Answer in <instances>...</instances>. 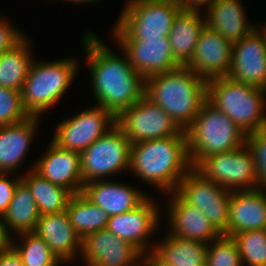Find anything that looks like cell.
<instances>
[{
  "mask_svg": "<svg viewBox=\"0 0 266 266\" xmlns=\"http://www.w3.org/2000/svg\"><path fill=\"white\" fill-rule=\"evenodd\" d=\"M85 32L81 40L97 106L117 117L145 95V78L136 72L121 48L123 58L104 45L96 34Z\"/></svg>",
  "mask_w": 266,
  "mask_h": 266,
  "instance_id": "1",
  "label": "cell"
},
{
  "mask_svg": "<svg viewBox=\"0 0 266 266\" xmlns=\"http://www.w3.org/2000/svg\"><path fill=\"white\" fill-rule=\"evenodd\" d=\"M191 168L186 131L131 146L129 170L140 180L153 184L164 195L176 191L179 182Z\"/></svg>",
  "mask_w": 266,
  "mask_h": 266,
  "instance_id": "2",
  "label": "cell"
},
{
  "mask_svg": "<svg viewBox=\"0 0 266 266\" xmlns=\"http://www.w3.org/2000/svg\"><path fill=\"white\" fill-rule=\"evenodd\" d=\"M145 96L185 131L207 100V81L186 66H180L173 71L147 77Z\"/></svg>",
  "mask_w": 266,
  "mask_h": 266,
  "instance_id": "3",
  "label": "cell"
},
{
  "mask_svg": "<svg viewBox=\"0 0 266 266\" xmlns=\"http://www.w3.org/2000/svg\"><path fill=\"white\" fill-rule=\"evenodd\" d=\"M185 131L191 167L205 157L229 152L246 144L245 132L208 100Z\"/></svg>",
  "mask_w": 266,
  "mask_h": 266,
  "instance_id": "4",
  "label": "cell"
},
{
  "mask_svg": "<svg viewBox=\"0 0 266 266\" xmlns=\"http://www.w3.org/2000/svg\"><path fill=\"white\" fill-rule=\"evenodd\" d=\"M265 96V89L234 81L228 76L207 81V100L246 135L266 128Z\"/></svg>",
  "mask_w": 266,
  "mask_h": 266,
  "instance_id": "5",
  "label": "cell"
},
{
  "mask_svg": "<svg viewBox=\"0 0 266 266\" xmlns=\"http://www.w3.org/2000/svg\"><path fill=\"white\" fill-rule=\"evenodd\" d=\"M75 59L33 61L21 90L23 109L29 116H41L66 93L78 72Z\"/></svg>",
  "mask_w": 266,
  "mask_h": 266,
  "instance_id": "6",
  "label": "cell"
},
{
  "mask_svg": "<svg viewBox=\"0 0 266 266\" xmlns=\"http://www.w3.org/2000/svg\"><path fill=\"white\" fill-rule=\"evenodd\" d=\"M179 11L176 0H135L122 9L112 32L114 39L168 37Z\"/></svg>",
  "mask_w": 266,
  "mask_h": 266,
  "instance_id": "7",
  "label": "cell"
},
{
  "mask_svg": "<svg viewBox=\"0 0 266 266\" xmlns=\"http://www.w3.org/2000/svg\"><path fill=\"white\" fill-rule=\"evenodd\" d=\"M131 146L129 139L117 125L95 140L80 154L83 183L104 180L118 172L128 171Z\"/></svg>",
  "mask_w": 266,
  "mask_h": 266,
  "instance_id": "8",
  "label": "cell"
},
{
  "mask_svg": "<svg viewBox=\"0 0 266 266\" xmlns=\"http://www.w3.org/2000/svg\"><path fill=\"white\" fill-rule=\"evenodd\" d=\"M194 168L206 179L229 191L260 188L254 156L247 144L229 152L205 157Z\"/></svg>",
  "mask_w": 266,
  "mask_h": 266,
  "instance_id": "9",
  "label": "cell"
},
{
  "mask_svg": "<svg viewBox=\"0 0 266 266\" xmlns=\"http://www.w3.org/2000/svg\"><path fill=\"white\" fill-rule=\"evenodd\" d=\"M116 125L131 144L168 138L184 131L169 114L145 95L116 117Z\"/></svg>",
  "mask_w": 266,
  "mask_h": 266,
  "instance_id": "10",
  "label": "cell"
},
{
  "mask_svg": "<svg viewBox=\"0 0 266 266\" xmlns=\"http://www.w3.org/2000/svg\"><path fill=\"white\" fill-rule=\"evenodd\" d=\"M176 192L199 208L214 227L227 236L231 191L206 179L192 167L179 182Z\"/></svg>",
  "mask_w": 266,
  "mask_h": 266,
  "instance_id": "11",
  "label": "cell"
},
{
  "mask_svg": "<svg viewBox=\"0 0 266 266\" xmlns=\"http://www.w3.org/2000/svg\"><path fill=\"white\" fill-rule=\"evenodd\" d=\"M94 106L59 122L52 141L63 149L81 154L105 135L116 125V117L103 107Z\"/></svg>",
  "mask_w": 266,
  "mask_h": 266,
  "instance_id": "12",
  "label": "cell"
},
{
  "mask_svg": "<svg viewBox=\"0 0 266 266\" xmlns=\"http://www.w3.org/2000/svg\"><path fill=\"white\" fill-rule=\"evenodd\" d=\"M152 200L148 196L138 207L110 216L106 227L118 238L135 246L145 257H148L153 249L146 241H149V236L158 229L156 227H159L161 220L160 208H157L159 206Z\"/></svg>",
  "mask_w": 266,
  "mask_h": 266,
  "instance_id": "13",
  "label": "cell"
},
{
  "mask_svg": "<svg viewBox=\"0 0 266 266\" xmlns=\"http://www.w3.org/2000/svg\"><path fill=\"white\" fill-rule=\"evenodd\" d=\"M80 257L86 266H135L145 256L128 241L103 229L82 238Z\"/></svg>",
  "mask_w": 266,
  "mask_h": 266,
  "instance_id": "14",
  "label": "cell"
},
{
  "mask_svg": "<svg viewBox=\"0 0 266 266\" xmlns=\"http://www.w3.org/2000/svg\"><path fill=\"white\" fill-rule=\"evenodd\" d=\"M228 77L266 90V46L257 27L233 44Z\"/></svg>",
  "mask_w": 266,
  "mask_h": 266,
  "instance_id": "15",
  "label": "cell"
},
{
  "mask_svg": "<svg viewBox=\"0 0 266 266\" xmlns=\"http://www.w3.org/2000/svg\"><path fill=\"white\" fill-rule=\"evenodd\" d=\"M233 44L205 26L191 60L185 65L208 81L227 77L232 65Z\"/></svg>",
  "mask_w": 266,
  "mask_h": 266,
  "instance_id": "16",
  "label": "cell"
},
{
  "mask_svg": "<svg viewBox=\"0 0 266 266\" xmlns=\"http://www.w3.org/2000/svg\"><path fill=\"white\" fill-rule=\"evenodd\" d=\"M115 42L125 52L136 72L145 79L180 67L173 57L168 37L115 39Z\"/></svg>",
  "mask_w": 266,
  "mask_h": 266,
  "instance_id": "17",
  "label": "cell"
},
{
  "mask_svg": "<svg viewBox=\"0 0 266 266\" xmlns=\"http://www.w3.org/2000/svg\"><path fill=\"white\" fill-rule=\"evenodd\" d=\"M168 194H172L166 212L171 235L207 244L222 235L199 208L186 202L176 191Z\"/></svg>",
  "mask_w": 266,
  "mask_h": 266,
  "instance_id": "18",
  "label": "cell"
},
{
  "mask_svg": "<svg viewBox=\"0 0 266 266\" xmlns=\"http://www.w3.org/2000/svg\"><path fill=\"white\" fill-rule=\"evenodd\" d=\"M34 164L33 169L51 183L66 188L72 194L82 192L80 153L63 149L51 140L45 155Z\"/></svg>",
  "mask_w": 266,
  "mask_h": 266,
  "instance_id": "19",
  "label": "cell"
},
{
  "mask_svg": "<svg viewBox=\"0 0 266 266\" xmlns=\"http://www.w3.org/2000/svg\"><path fill=\"white\" fill-rule=\"evenodd\" d=\"M266 188L231 191L227 236L266 229Z\"/></svg>",
  "mask_w": 266,
  "mask_h": 266,
  "instance_id": "20",
  "label": "cell"
},
{
  "mask_svg": "<svg viewBox=\"0 0 266 266\" xmlns=\"http://www.w3.org/2000/svg\"><path fill=\"white\" fill-rule=\"evenodd\" d=\"M33 232L48 244L61 263L70 262L81 253L82 239L75 232L66 211L41 215Z\"/></svg>",
  "mask_w": 266,
  "mask_h": 266,
  "instance_id": "21",
  "label": "cell"
},
{
  "mask_svg": "<svg viewBox=\"0 0 266 266\" xmlns=\"http://www.w3.org/2000/svg\"><path fill=\"white\" fill-rule=\"evenodd\" d=\"M82 193L109 216L126 213L138 207L147 197L144 192L122 184L104 180H95L84 184Z\"/></svg>",
  "mask_w": 266,
  "mask_h": 266,
  "instance_id": "22",
  "label": "cell"
},
{
  "mask_svg": "<svg viewBox=\"0 0 266 266\" xmlns=\"http://www.w3.org/2000/svg\"><path fill=\"white\" fill-rule=\"evenodd\" d=\"M39 119V116H29L21 122L0 126V173L11 175L21 166L34 140Z\"/></svg>",
  "mask_w": 266,
  "mask_h": 266,
  "instance_id": "23",
  "label": "cell"
},
{
  "mask_svg": "<svg viewBox=\"0 0 266 266\" xmlns=\"http://www.w3.org/2000/svg\"><path fill=\"white\" fill-rule=\"evenodd\" d=\"M244 12L239 0H215L205 9V24L234 44L256 28L247 22Z\"/></svg>",
  "mask_w": 266,
  "mask_h": 266,
  "instance_id": "24",
  "label": "cell"
},
{
  "mask_svg": "<svg viewBox=\"0 0 266 266\" xmlns=\"http://www.w3.org/2000/svg\"><path fill=\"white\" fill-rule=\"evenodd\" d=\"M207 243L165 235L148 256L149 266H195L206 260Z\"/></svg>",
  "mask_w": 266,
  "mask_h": 266,
  "instance_id": "25",
  "label": "cell"
},
{
  "mask_svg": "<svg viewBox=\"0 0 266 266\" xmlns=\"http://www.w3.org/2000/svg\"><path fill=\"white\" fill-rule=\"evenodd\" d=\"M201 11L180 10L172 23L168 39L175 61L185 66L196 48L200 34L206 26Z\"/></svg>",
  "mask_w": 266,
  "mask_h": 266,
  "instance_id": "26",
  "label": "cell"
},
{
  "mask_svg": "<svg viewBox=\"0 0 266 266\" xmlns=\"http://www.w3.org/2000/svg\"><path fill=\"white\" fill-rule=\"evenodd\" d=\"M39 217L40 214L31 190L21 180L17 184L14 196L3 216L7 233L12 235L11 230L17 235L33 232Z\"/></svg>",
  "mask_w": 266,
  "mask_h": 266,
  "instance_id": "27",
  "label": "cell"
},
{
  "mask_svg": "<svg viewBox=\"0 0 266 266\" xmlns=\"http://www.w3.org/2000/svg\"><path fill=\"white\" fill-rule=\"evenodd\" d=\"M29 169L27 174L21 175V180L31 190L40 216L66 211L73 194L66 188L43 178L33 167Z\"/></svg>",
  "mask_w": 266,
  "mask_h": 266,
  "instance_id": "28",
  "label": "cell"
},
{
  "mask_svg": "<svg viewBox=\"0 0 266 266\" xmlns=\"http://www.w3.org/2000/svg\"><path fill=\"white\" fill-rule=\"evenodd\" d=\"M66 212L71 225L81 239L93 232L106 229L110 217L82 192L72 195Z\"/></svg>",
  "mask_w": 266,
  "mask_h": 266,
  "instance_id": "29",
  "label": "cell"
},
{
  "mask_svg": "<svg viewBox=\"0 0 266 266\" xmlns=\"http://www.w3.org/2000/svg\"><path fill=\"white\" fill-rule=\"evenodd\" d=\"M29 38L0 55V87L21 92L33 63Z\"/></svg>",
  "mask_w": 266,
  "mask_h": 266,
  "instance_id": "30",
  "label": "cell"
},
{
  "mask_svg": "<svg viewBox=\"0 0 266 266\" xmlns=\"http://www.w3.org/2000/svg\"><path fill=\"white\" fill-rule=\"evenodd\" d=\"M21 244L11 241V247L17 252L24 266H58L60 260L51 252L48 244L34 232L17 235ZM22 237V238H21Z\"/></svg>",
  "mask_w": 266,
  "mask_h": 266,
  "instance_id": "31",
  "label": "cell"
},
{
  "mask_svg": "<svg viewBox=\"0 0 266 266\" xmlns=\"http://www.w3.org/2000/svg\"><path fill=\"white\" fill-rule=\"evenodd\" d=\"M233 238L238 244L243 266H266V229L243 231Z\"/></svg>",
  "mask_w": 266,
  "mask_h": 266,
  "instance_id": "32",
  "label": "cell"
},
{
  "mask_svg": "<svg viewBox=\"0 0 266 266\" xmlns=\"http://www.w3.org/2000/svg\"><path fill=\"white\" fill-rule=\"evenodd\" d=\"M206 261L209 266H243L236 240L223 234L208 244Z\"/></svg>",
  "mask_w": 266,
  "mask_h": 266,
  "instance_id": "33",
  "label": "cell"
},
{
  "mask_svg": "<svg viewBox=\"0 0 266 266\" xmlns=\"http://www.w3.org/2000/svg\"><path fill=\"white\" fill-rule=\"evenodd\" d=\"M29 117L23 109L21 92L0 87V126L21 122Z\"/></svg>",
  "mask_w": 266,
  "mask_h": 266,
  "instance_id": "34",
  "label": "cell"
},
{
  "mask_svg": "<svg viewBox=\"0 0 266 266\" xmlns=\"http://www.w3.org/2000/svg\"><path fill=\"white\" fill-rule=\"evenodd\" d=\"M246 144L254 156L258 185L266 188V128L247 134Z\"/></svg>",
  "mask_w": 266,
  "mask_h": 266,
  "instance_id": "35",
  "label": "cell"
},
{
  "mask_svg": "<svg viewBox=\"0 0 266 266\" xmlns=\"http://www.w3.org/2000/svg\"><path fill=\"white\" fill-rule=\"evenodd\" d=\"M4 20L0 16V55L14 49L27 38L19 28Z\"/></svg>",
  "mask_w": 266,
  "mask_h": 266,
  "instance_id": "36",
  "label": "cell"
},
{
  "mask_svg": "<svg viewBox=\"0 0 266 266\" xmlns=\"http://www.w3.org/2000/svg\"><path fill=\"white\" fill-rule=\"evenodd\" d=\"M9 173H0V217H3L14 196L16 186L21 181V176L8 178Z\"/></svg>",
  "mask_w": 266,
  "mask_h": 266,
  "instance_id": "37",
  "label": "cell"
},
{
  "mask_svg": "<svg viewBox=\"0 0 266 266\" xmlns=\"http://www.w3.org/2000/svg\"><path fill=\"white\" fill-rule=\"evenodd\" d=\"M0 266H24L17 252L12 248L0 252Z\"/></svg>",
  "mask_w": 266,
  "mask_h": 266,
  "instance_id": "38",
  "label": "cell"
},
{
  "mask_svg": "<svg viewBox=\"0 0 266 266\" xmlns=\"http://www.w3.org/2000/svg\"><path fill=\"white\" fill-rule=\"evenodd\" d=\"M180 10L201 11L205 6L208 7L215 0H176ZM202 7V8H201Z\"/></svg>",
  "mask_w": 266,
  "mask_h": 266,
  "instance_id": "39",
  "label": "cell"
},
{
  "mask_svg": "<svg viewBox=\"0 0 266 266\" xmlns=\"http://www.w3.org/2000/svg\"><path fill=\"white\" fill-rule=\"evenodd\" d=\"M11 236L7 233L3 217H0V252L11 247Z\"/></svg>",
  "mask_w": 266,
  "mask_h": 266,
  "instance_id": "40",
  "label": "cell"
},
{
  "mask_svg": "<svg viewBox=\"0 0 266 266\" xmlns=\"http://www.w3.org/2000/svg\"><path fill=\"white\" fill-rule=\"evenodd\" d=\"M64 1H65V2H66V1H67V2H73V3H75V4H77V3H79V4H80V3H82V4H83V3H84V4H85V3H86V4H89V3H91V2H92V3H93V2L95 3V2L98 1V0H64Z\"/></svg>",
  "mask_w": 266,
  "mask_h": 266,
  "instance_id": "41",
  "label": "cell"
},
{
  "mask_svg": "<svg viewBox=\"0 0 266 266\" xmlns=\"http://www.w3.org/2000/svg\"><path fill=\"white\" fill-rule=\"evenodd\" d=\"M258 30L262 33L263 39L265 41V46H266V24L263 25L262 27L260 26V29L258 27Z\"/></svg>",
  "mask_w": 266,
  "mask_h": 266,
  "instance_id": "42",
  "label": "cell"
},
{
  "mask_svg": "<svg viewBox=\"0 0 266 266\" xmlns=\"http://www.w3.org/2000/svg\"><path fill=\"white\" fill-rule=\"evenodd\" d=\"M135 266H149L148 257H144V259L140 263L136 264Z\"/></svg>",
  "mask_w": 266,
  "mask_h": 266,
  "instance_id": "43",
  "label": "cell"
},
{
  "mask_svg": "<svg viewBox=\"0 0 266 266\" xmlns=\"http://www.w3.org/2000/svg\"><path fill=\"white\" fill-rule=\"evenodd\" d=\"M195 266H209V264H208V262L205 260V261H203L202 263L197 264V265H195Z\"/></svg>",
  "mask_w": 266,
  "mask_h": 266,
  "instance_id": "44",
  "label": "cell"
},
{
  "mask_svg": "<svg viewBox=\"0 0 266 266\" xmlns=\"http://www.w3.org/2000/svg\"><path fill=\"white\" fill-rule=\"evenodd\" d=\"M134 1H135V0H129V1L127 0L126 5H124V7L130 5V4H131L132 2H134Z\"/></svg>",
  "mask_w": 266,
  "mask_h": 266,
  "instance_id": "45",
  "label": "cell"
}]
</instances>
